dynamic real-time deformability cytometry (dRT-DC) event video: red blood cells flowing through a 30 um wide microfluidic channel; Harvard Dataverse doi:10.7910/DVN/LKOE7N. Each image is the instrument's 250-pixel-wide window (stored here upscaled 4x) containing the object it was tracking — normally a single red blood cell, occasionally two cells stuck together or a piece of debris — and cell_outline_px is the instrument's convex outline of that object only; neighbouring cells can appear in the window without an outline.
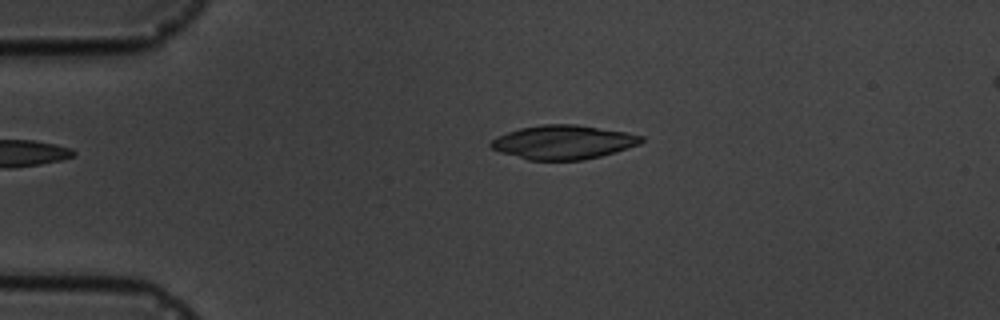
{"species": "common noctule bat (a hibernating species)", "species_latin": "Nyctalus noctula", "temperature_condition": "cold", "stored_images_in_passage": 3, "camera_frame_rate_fps": 3000, "um_per_image_px": 0.085, "animal": {"sex": "male", "body_mass_g": 19.5, "forearm_length_mm": 54.6}, "frame": {"image": 1, "passage_image": 3, "time_ms": 2.333, "image_size_px": [1000, 320], "cell_outline_px": [[644, 140], [640, 144], [616, 152], [584, 160], [528, 160], [500, 152], [492, 148], [488, 144], [496, 136], [520, 128], [544, 124], [576, 124], [628, 132], [644, 136]], "centroid_in_image_um": [47.9, 12.08], "position_along_channel_um": 37.1, "area_um2": 29.94}}